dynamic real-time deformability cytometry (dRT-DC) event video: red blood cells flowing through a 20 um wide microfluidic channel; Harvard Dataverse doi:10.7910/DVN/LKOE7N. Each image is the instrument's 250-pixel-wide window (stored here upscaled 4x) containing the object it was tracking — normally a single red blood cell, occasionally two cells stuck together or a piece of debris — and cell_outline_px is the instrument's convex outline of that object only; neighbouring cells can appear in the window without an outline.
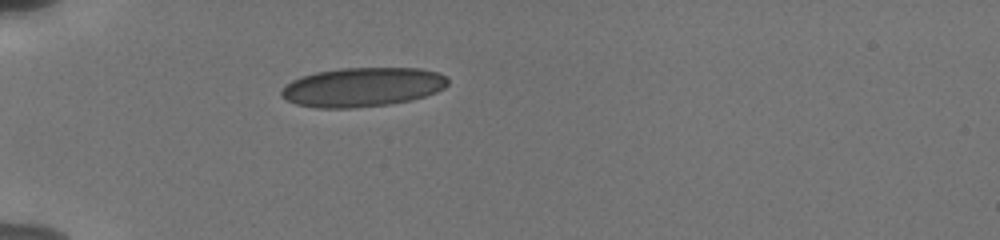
{"species": "human", "species_latin": "Homo sapiens", "temperature_condition": "cold", "stored_images_in_passage": 18, "camera_frame_rate_fps": 3000, "um_per_image_px": 0.085, "donor": {"sex": "male"}, "frame": {"image": 1, "passage_image": 1, "time_ms": 0.0, "image_size_px": [1000, 240], "cell_outline_px": [[448, 84], [444, 88], [436, 92], [412, 100], [388, 104], [356, 108], [316, 108], [296, 104], [280, 96], [280, 92], [292, 80], [316, 72], [340, 68], [420, 68], [436, 72], [448, 76]], "centroid_in_image_um": [30.83, 7.4], "position_along_channel_um": 54.2, "area_um2": 38.03}}
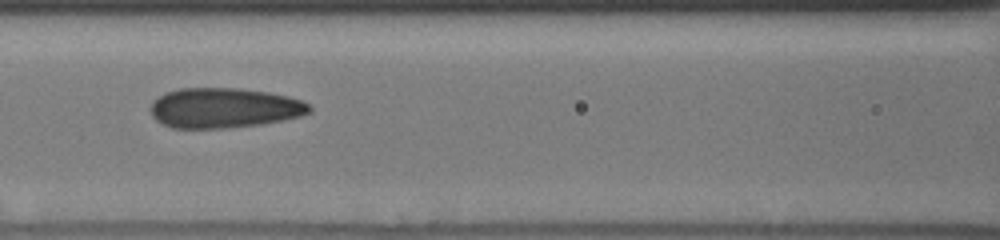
{"frame": {"image": 2, "passage_image": 8, "time_ms": 3.0, "image_size_px": [1000, 240], "cell_outline_px": [[312, 112], [300, 116], [284, 120], [260, 124], [228, 128], [172, 128], [156, 120], [152, 116], [148, 108], [152, 100], [164, 92], [180, 88], [240, 88], [268, 92], [288, 96], [300, 100], [308, 104], [312, 108]], "centroid_in_image_um": [19.01, 9.17], "position_along_channel_um": 147.6, "area_um2": 37.45}}
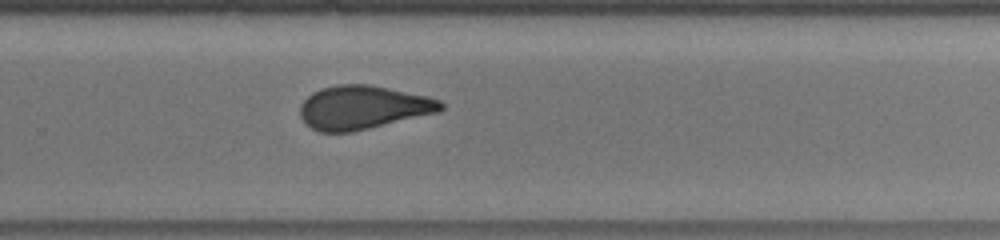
{"frame": {"image": 3, "passage_image": 18, "time_ms": 7.0, "image_size_px": [1000, 240], "cell_outline_px": [[444, 108], [440, 112], [352, 132], [320, 132], [304, 124], [300, 116], [300, 104], [312, 92], [320, 88], [336, 84], [368, 84], [428, 96], [440, 100], [444, 104]], "centroid_in_image_um": [30.84, 9.13], "position_along_channel_um": 299.0, "area_um2": 36.01}}